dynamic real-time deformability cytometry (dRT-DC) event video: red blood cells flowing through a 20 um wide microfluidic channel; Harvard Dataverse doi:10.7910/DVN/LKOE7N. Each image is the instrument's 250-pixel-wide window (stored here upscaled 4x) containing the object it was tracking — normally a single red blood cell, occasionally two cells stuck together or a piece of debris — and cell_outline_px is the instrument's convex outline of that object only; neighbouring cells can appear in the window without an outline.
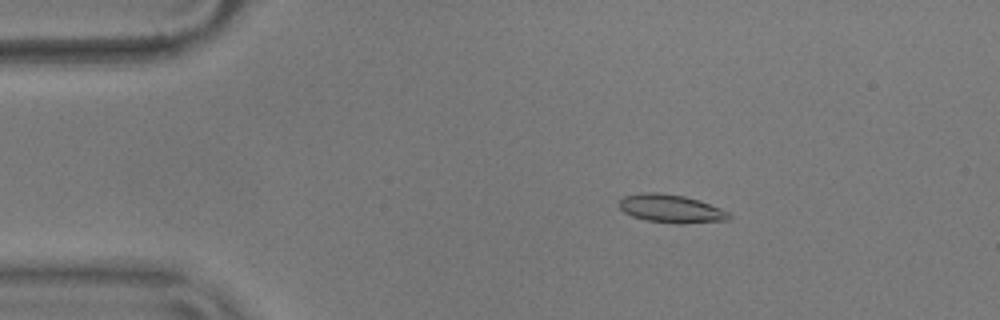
{"species": "common noctule bat (a hibernating species)", "species_latin": "Nyctalus noctula", "temperature_condition": "warm", "stored_images_in_passage": 51, "camera_frame_rate_fps": 3000, "um_per_image_px": 0.085, "animal": {"sex": "male", "body_mass_g": 17.9}, "frame": {"image": 1, "passage_image": 5, "time_ms": 1.333, "image_size_px": [1000, 320], "cell_outline_px": [[732, 216], [728, 220], [684, 224], [676, 224], [648, 220], [632, 216], [624, 212], [616, 204], [624, 196], [644, 192], [656, 192], [684, 196], [700, 200], [720, 208], [728, 212]], "centroid_in_image_um": [57.03, 17.74], "position_along_channel_um": 28.0, "area_um2": 18.15}}
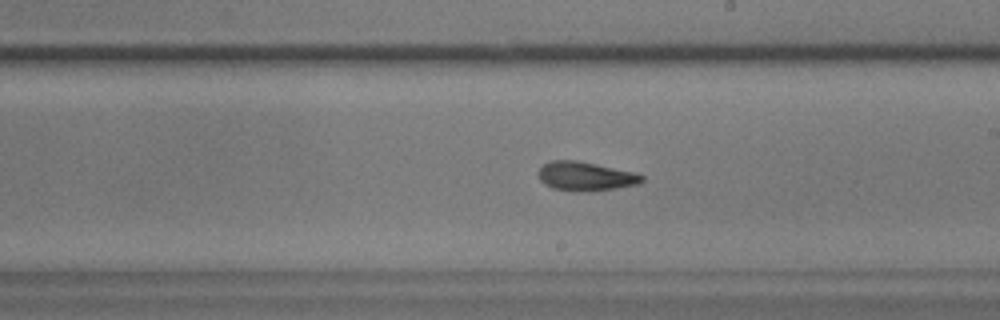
{"frame": {"image": 2, "passage_image": 27, "time_ms": 8.667, "image_size_px": [1000, 320], "cell_outline_px": [[644, 180], [636, 184], [616, 188], [576, 192], [552, 188], [544, 184], [540, 180], [536, 172], [544, 164], [552, 160], [576, 160], [596, 164], [632, 172], [644, 176]], "centroid_in_image_um": [49.7, 14.98], "position_along_channel_um": 239.3, "area_um2": 17.34}}
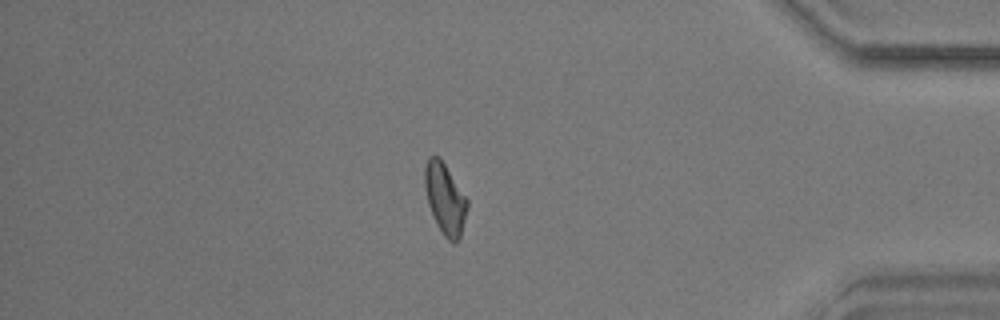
{"frame": {"image": 3, "passage_image": 43, "time_ms": 14.0, "image_size_px": [1000, 320], "cell_outline_px": [[468, 208], [460, 236], [452, 244], [444, 236], [428, 204], [424, 184], [424, 168], [428, 156], [440, 156], [468, 200]], "centroid_in_image_um": [37.82, 16.84], "position_along_channel_um": 397.4, "area_um2": 17.4}, "authors_computed_cell_mechanics": {"area_um2": 17.3978, "velocity_mm_per_s": 3.622, "shape_relaxation_time_tau1_ms": 5.9141, "shape_relaxation_time_tau2_ms": 3.0038, "deformation_change_tau1": 0.1718, "deformation_change_tau2": 0.0848}}